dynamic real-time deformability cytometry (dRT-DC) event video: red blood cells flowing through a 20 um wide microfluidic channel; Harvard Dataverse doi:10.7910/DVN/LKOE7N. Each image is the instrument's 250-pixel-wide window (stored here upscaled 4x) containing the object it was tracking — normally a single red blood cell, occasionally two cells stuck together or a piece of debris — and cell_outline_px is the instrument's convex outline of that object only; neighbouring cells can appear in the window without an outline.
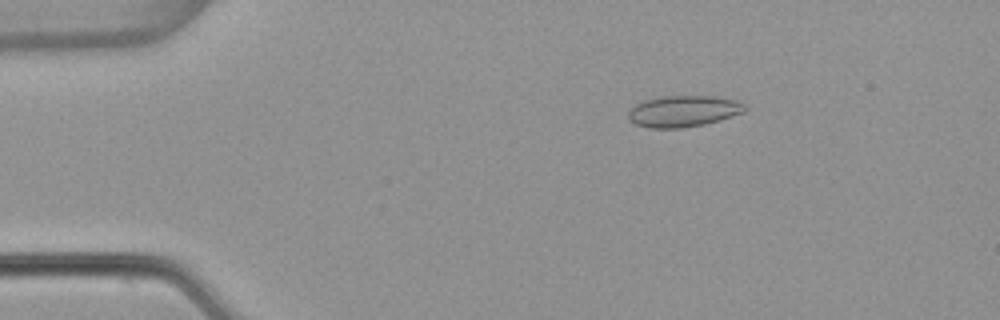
{"species": "common noctule bat (a hibernating species)", "species_latin": "Nyctalus noctula", "temperature_condition": "warm", "stored_images_in_passage": 53, "camera_frame_rate_fps": 3000, "um_per_image_px": 0.085, "animal": {"sex": "female", "body_mass_g": 22.7, "forearm_length_mm": 54.2}, "frame": {"image": 1, "passage_image": 9, "time_ms": 2.667, "image_size_px": [1000, 320], "cell_outline_px": [[748, 108], [744, 112], [720, 120], [704, 124], [680, 128], [648, 128], [636, 124], [628, 120], [628, 112], [636, 104], [644, 100], [660, 96], [716, 96], [736, 100], [748, 104]], "centroid_in_image_um": [58.12, 9.44], "position_along_channel_um": 26.9, "area_um2": 21.5}}
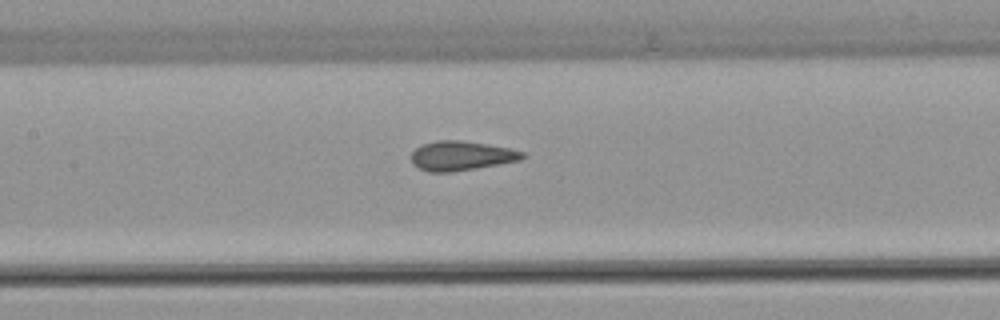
{"frame": {"image": 2, "passage_image": 25, "time_ms": 8.0, "image_size_px": [1000, 320], "cell_outline_px": [[528, 156], [520, 160], [500, 164], [452, 172], [428, 172], [412, 164], [412, 152], [420, 144], [436, 140], [460, 140], [508, 148], [524, 152]], "centroid_in_image_um": [39.2, 13.24], "position_along_channel_um": 168.2, "area_um2": 19.07}}
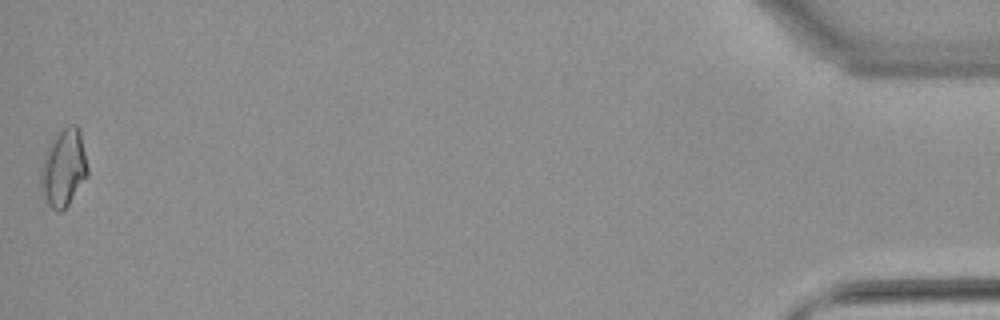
{"frame": {"image": 3, "passage_image": 53, "time_ms": 17.333, "image_size_px": [1000, 320], "cell_outline_px": [[88, 176], [68, 204], [60, 212], [56, 212], [44, 200], [40, 188], [40, 172], [44, 152], [48, 144], [56, 132], [68, 124], [76, 124], [80, 128], [88, 168]], "centroid_in_image_um": [5.39, 14.23], "position_along_channel_um": 429.8, "area_um2": 21.68}, "authors_computed_cell_mechanics": {"area_um2": 19.1896, "velocity_mm_per_s": 3.8527, "shape_relaxation_time_tau1_ms": null, "shape_relaxation_time_tau2_ms": 1.1184, "deformation_change_tau1": null, "deformation_change_tau2": 0.0563}}